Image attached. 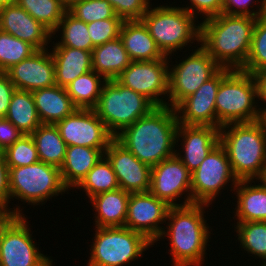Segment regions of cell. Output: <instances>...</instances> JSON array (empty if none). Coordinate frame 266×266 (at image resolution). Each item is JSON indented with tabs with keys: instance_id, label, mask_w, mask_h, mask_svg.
I'll return each instance as SVG.
<instances>
[{
	"instance_id": "1",
	"label": "cell",
	"mask_w": 266,
	"mask_h": 266,
	"mask_svg": "<svg viewBox=\"0 0 266 266\" xmlns=\"http://www.w3.org/2000/svg\"><path fill=\"white\" fill-rule=\"evenodd\" d=\"M178 118L174 108L155 107L115 139L142 163L153 167L175 155Z\"/></svg>"
},
{
	"instance_id": "2",
	"label": "cell",
	"mask_w": 266,
	"mask_h": 266,
	"mask_svg": "<svg viewBox=\"0 0 266 266\" xmlns=\"http://www.w3.org/2000/svg\"><path fill=\"white\" fill-rule=\"evenodd\" d=\"M257 18L247 15L218 16L200 24V45L221 66L241 69L249 56Z\"/></svg>"
},
{
	"instance_id": "3",
	"label": "cell",
	"mask_w": 266,
	"mask_h": 266,
	"mask_svg": "<svg viewBox=\"0 0 266 266\" xmlns=\"http://www.w3.org/2000/svg\"><path fill=\"white\" fill-rule=\"evenodd\" d=\"M206 204L192 203L184 206H170L167 212L165 236L170 240V251L174 266H201L211 234L204 219Z\"/></svg>"
},
{
	"instance_id": "4",
	"label": "cell",
	"mask_w": 266,
	"mask_h": 266,
	"mask_svg": "<svg viewBox=\"0 0 266 266\" xmlns=\"http://www.w3.org/2000/svg\"><path fill=\"white\" fill-rule=\"evenodd\" d=\"M219 143L226 150L238 180L262 178L266 169V120L222 126Z\"/></svg>"
},
{
	"instance_id": "5",
	"label": "cell",
	"mask_w": 266,
	"mask_h": 266,
	"mask_svg": "<svg viewBox=\"0 0 266 266\" xmlns=\"http://www.w3.org/2000/svg\"><path fill=\"white\" fill-rule=\"evenodd\" d=\"M255 98L258 99V90L254 75L232 69L221 80L215 99L219 129L228 124L262 119Z\"/></svg>"
},
{
	"instance_id": "6",
	"label": "cell",
	"mask_w": 266,
	"mask_h": 266,
	"mask_svg": "<svg viewBox=\"0 0 266 266\" xmlns=\"http://www.w3.org/2000/svg\"><path fill=\"white\" fill-rule=\"evenodd\" d=\"M195 19L182 7L160 5L149 7L141 20L161 52L170 56L176 50L187 47L189 42L196 40L200 44V24L197 25Z\"/></svg>"
},
{
	"instance_id": "7",
	"label": "cell",
	"mask_w": 266,
	"mask_h": 266,
	"mask_svg": "<svg viewBox=\"0 0 266 266\" xmlns=\"http://www.w3.org/2000/svg\"><path fill=\"white\" fill-rule=\"evenodd\" d=\"M155 107L148 98L113 79L105 80L94 110L115 138Z\"/></svg>"
},
{
	"instance_id": "8",
	"label": "cell",
	"mask_w": 266,
	"mask_h": 266,
	"mask_svg": "<svg viewBox=\"0 0 266 266\" xmlns=\"http://www.w3.org/2000/svg\"><path fill=\"white\" fill-rule=\"evenodd\" d=\"M87 266H123L154 245L143 234L125 226L95 227Z\"/></svg>"
},
{
	"instance_id": "9",
	"label": "cell",
	"mask_w": 266,
	"mask_h": 266,
	"mask_svg": "<svg viewBox=\"0 0 266 266\" xmlns=\"http://www.w3.org/2000/svg\"><path fill=\"white\" fill-rule=\"evenodd\" d=\"M10 199L39 203L69 190L63 183L60 168L38 161L34 164L9 168ZM64 192V193H63Z\"/></svg>"
},
{
	"instance_id": "10",
	"label": "cell",
	"mask_w": 266,
	"mask_h": 266,
	"mask_svg": "<svg viewBox=\"0 0 266 266\" xmlns=\"http://www.w3.org/2000/svg\"><path fill=\"white\" fill-rule=\"evenodd\" d=\"M25 216H10L0 227V266H52L33 242Z\"/></svg>"
},
{
	"instance_id": "11",
	"label": "cell",
	"mask_w": 266,
	"mask_h": 266,
	"mask_svg": "<svg viewBox=\"0 0 266 266\" xmlns=\"http://www.w3.org/2000/svg\"><path fill=\"white\" fill-rule=\"evenodd\" d=\"M220 68L221 66L201 45L179 64L169 67L167 106L175 109Z\"/></svg>"
},
{
	"instance_id": "12",
	"label": "cell",
	"mask_w": 266,
	"mask_h": 266,
	"mask_svg": "<svg viewBox=\"0 0 266 266\" xmlns=\"http://www.w3.org/2000/svg\"><path fill=\"white\" fill-rule=\"evenodd\" d=\"M233 187L239 182L232 171L224 147L218 143L192 173L191 204L211 205L220 190L229 182Z\"/></svg>"
},
{
	"instance_id": "13",
	"label": "cell",
	"mask_w": 266,
	"mask_h": 266,
	"mask_svg": "<svg viewBox=\"0 0 266 266\" xmlns=\"http://www.w3.org/2000/svg\"><path fill=\"white\" fill-rule=\"evenodd\" d=\"M169 59L132 61L116 80L148 98L156 107L167 106L162 95L169 91ZM161 98H160V97Z\"/></svg>"
},
{
	"instance_id": "14",
	"label": "cell",
	"mask_w": 266,
	"mask_h": 266,
	"mask_svg": "<svg viewBox=\"0 0 266 266\" xmlns=\"http://www.w3.org/2000/svg\"><path fill=\"white\" fill-rule=\"evenodd\" d=\"M67 146H86L103 153L114 137L94 109L77 108L55 124Z\"/></svg>"
},
{
	"instance_id": "15",
	"label": "cell",
	"mask_w": 266,
	"mask_h": 266,
	"mask_svg": "<svg viewBox=\"0 0 266 266\" xmlns=\"http://www.w3.org/2000/svg\"><path fill=\"white\" fill-rule=\"evenodd\" d=\"M191 178L192 173L175 154L151 167L149 192L169 206L188 205L191 204ZM185 193L184 202L177 203L176 199L180 200Z\"/></svg>"
},
{
	"instance_id": "16",
	"label": "cell",
	"mask_w": 266,
	"mask_h": 266,
	"mask_svg": "<svg viewBox=\"0 0 266 266\" xmlns=\"http://www.w3.org/2000/svg\"><path fill=\"white\" fill-rule=\"evenodd\" d=\"M231 70L230 68L221 67L195 93L185 98L175 108L179 124L219 128V122L216 117L215 99L221 80Z\"/></svg>"
},
{
	"instance_id": "17",
	"label": "cell",
	"mask_w": 266,
	"mask_h": 266,
	"mask_svg": "<svg viewBox=\"0 0 266 266\" xmlns=\"http://www.w3.org/2000/svg\"><path fill=\"white\" fill-rule=\"evenodd\" d=\"M169 208L150 192L130 193L125 227L143 234L154 244L164 230L160 224L166 223Z\"/></svg>"
},
{
	"instance_id": "18",
	"label": "cell",
	"mask_w": 266,
	"mask_h": 266,
	"mask_svg": "<svg viewBox=\"0 0 266 266\" xmlns=\"http://www.w3.org/2000/svg\"><path fill=\"white\" fill-rule=\"evenodd\" d=\"M104 155L112 165L119 187L128 193L149 192L151 167L142 163L115 138Z\"/></svg>"
},
{
	"instance_id": "19",
	"label": "cell",
	"mask_w": 266,
	"mask_h": 266,
	"mask_svg": "<svg viewBox=\"0 0 266 266\" xmlns=\"http://www.w3.org/2000/svg\"><path fill=\"white\" fill-rule=\"evenodd\" d=\"M6 73L18 90L32 92L56 85L54 59L48 48L36 51L29 58L13 65Z\"/></svg>"
},
{
	"instance_id": "20",
	"label": "cell",
	"mask_w": 266,
	"mask_h": 266,
	"mask_svg": "<svg viewBox=\"0 0 266 266\" xmlns=\"http://www.w3.org/2000/svg\"><path fill=\"white\" fill-rule=\"evenodd\" d=\"M219 131V128L212 126L178 125L176 143L182 138L181 145L184 155L181 156L177 150L175 154L191 173L200 166L209 152L219 143Z\"/></svg>"
},
{
	"instance_id": "21",
	"label": "cell",
	"mask_w": 266,
	"mask_h": 266,
	"mask_svg": "<svg viewBox=\"0 0 266 266\" xmlns=\"http://www.w3.org/2000/svg\"><path fill=\"white\" fill-rule=\"evenodd\" d=\"M0 30L13 35L37 50H44L52 33L17 3L0 7Z\"/></svg>"
},
{
	"instance_id": "22",
	"label": "cell",
	"mask_w": 266,
	"mask_h": 266,
	"mask_svg": "<svg viewBox=\"0 0 266 266\" xmlns=\"http://www.w3.org/2000/svg\"><path fill=\"white\" fill-rule=\"evenodd\" d=\"M119 37L132 61H151L165 57L142 20H124Z\"/></svg>"
},
{
	"instance_id": "23",
	"label": "cell",
	"mask_w": 266,
	"mask_h": 266,
	"mask_svg": "<svg viewBox=\"0 0 266 266\" xmlns=\"http://www.w3.org/2000/svg\"><path fill=\"white\" fill-rule=\"evenodd\" d=\"M52 49L57 86L66 88L77 77L93 70L92 51L66 46H53Z\"/></svg>"
},
{
	"instance_id": "24",
	"label": "cell",
	"mask_w": 266,
	"mask_h": 266,
	"mask_svg": "<svg viewBox=\"0 0 266 266\" xmlns=\"http://www.w3.org/2000/svg\"><path fill=\"white\" fill-rule=\"evenodd\" d=\"M32 95L42 124L55 125L77 109L66 88L57 85L34 90Z\"/></svg>"
},
{
	"instance_id": "25",
	"label": "cell",
	"mask_w": 266,
	"mask_h": 266,
	"mask_svg": "<svg viewBox=\"0 0 266 266\" xmlns=\"http://www.w3.org/2000/svg\"><path fill=\"white\" fill-rule=\"evenodd\" d=\"M253 180H239L233 191L236 190L237 206L235 216L239 222H266V185H253ZM250 184V186H249Z\"/></svg>"
},
{
	"instance_id": "26",
	"label": "cell",
	"mask_w": 266,
	"mask_h": 266,
	"mask_svg": "<svg viewBox=\"0 0 266 266\" xmlns=\"http://www.w3.org/2000/svg\"><path fill=\"white\" fill-rule=\"evenodd\" d=\"M129 197L130 193L121 188L93 196L90 203L96 212L95 226H125Z\"/></svg>"
},
{
	"instance_id": "27",
	"label": "cell",
	"mask_w": 266,
	"mask_h": 266,
	"mask_svg": "<svg viewBox=\"0 0 266 266\" xmlns=\"http://www.w3.org/2000/svg\"><path fill=\"white\" fill-rule=\"evenodd\" d=\"M104 156L97 148L67 146L65 159L60 167L61 178L67 188H75Z\"/></svg>"
},
{
	"instance_id": "28",
	"label": "cell",
	"mask_w": 266,
	"mask_h": 266,
	"mask_svg": "<svg viewBox=\"0 0 266 266\" xmlns=\"http://www.w3.org/2000/svg\"><path fill=\"white\" fill-rule=\"evenodd\" d=\"M131 62L120 37L92 50V69L105 80L116 79Z\"/></svg>"
},
{
	"instance_id": "29",
	"label": "cell",
	"mask_w": 266,
	"mask_h": 266,
	"mask_svg": "<svg viewBox=\"0 0 266 266\" xmlns=\"http://www.w3.org/2000/svg\"><path fill=\"white\" fill-rule=\"evenodd\" d=\"M30 135L36 145L39 161L60 168L65 159L67 145L57 127L41 124Z\"/></svg>"
},
{
	"instance_id": "30",
	"label": "cell",
	"mask_w": 266,
	"mask_h": 266,
	"mask_svg": "<svg viewBox=\"0 0 266 266\" xmlns=\"http://www.w3.org/2000/svg\"><path fill=\"white\" fill-rule=\"evenodd\" d=\"M18 130L30 135L41 125L32 92L16 89L11 97L5 117Z\"/></svg>"
},
{
	"instance_id": "31",
	"label": "cell",
	"mask_w": 266,
	"mask_h": 266,
	"mask_svg": "<svg viewBox=\"0 0 266 266\" xmlns=\"http://www.w3.org/2000/svg\"><path fill=\"white\" fill-rule=\"evenodd\" d=\"M104 83L105 79L91 70L77 77L66 87V90L77 108L94 109L98 104Z\"/></svg>"
},
{
	"instance_id": "32",
	"label": "cell",
	"mask_w": 266,
	"mask_h": 266,
	"mask_svg": "<svg viewBox=\"0 0 266 266\" xmlns=\"http://www.w3.org/2000/svg\"><path fill=\"white\" fill-rule=\"evenodd\" d=\"M75 188H82L91 199L93 196L114 191L120 187L112 165L104 155Z\"/></svg>"
},
{
	"instance_id": "33",
	"label": "cell",
	"mask_w": 266,
	"mask_h": 266,
	"mask_svg": "<svg viewBox=\"0 0 266 266\" xmlns=\"http://www.w3.org/2000/svg\"><path fill=\"white\" fill-rule=\"evenodd\" d=\"M62 29V31L60 30ZM60 30L62 36L60 42L55 43V46H66L75 49H81L85 51H92L94 46L88 32L87 23L76 19L68 11L64 14V17L60 21L59 25L52 33L54 34Z\"/></svg>"
},
{
	"instance_id": "34",
	"label": "cell",
	"mask_w": 266,
	"mask_h": 266,
	"mask_svg": "<svg viewBox=\"0 0 266 266\" xmlns=\"http://www.w3.org/2000/svg\"><path fill=\"white\" fill-rule=\"evenodd\" d=\"M16 3L51 33L67 12L60 0H17Z\"/></svg>"
},
{
	"instance_id": "35",
	"label": "cell",
	"mask_w": 266,
	"mask_h": 266,
	"mask_svg": "<svg viewBox=\"0 0 266 266\" xmlns=\"http://www.w3.org/2000/svg\"><path fill=\"white\" fill-rule=\"evenodd\" d=\"M237 240L247 253L266 261V222H239L236 223Z\"/></svg>"
},
{
	"instance_id": "36",
	"label": "cell",
	"mask_w": 266,
	"mask_h": 266,
	"mask_svg": "<svg viewBox=\"0 0 266 266\" xmlns=\"http://www.w3.org/2000/svg\"><path fill=\"white\" fill-rule=\"evenodd\" d=\"M36 51L33 45L0 30V72H6Z\"/></svg>"
},
{
	"instance_id": "37",
	"label": "cell",
	"mask_w": 266,
	"mask_h": 266,
	"mask_svg": "<svg viewBox=\"0 0 266 266\" xmlns=\"http://www.w3.org/2000/svg\"><path fill=\"white\" fill-rule=\"evenodd\" d=\"M266 68V14L257 17L251 40L248 59L240 69L254 74Z\"/></svg>"
},
{
	"instance_id": "38",
	"label": "cell",
	"mask_w": 266,
	"mask_h": 266,
	"mask_svg": "<svg viewBox=\"0 0 266 266\" xmlns=\"http://www.w3.org/2000/svg\"><path fill=\"white\" fill-rule=\"evenodd\" d=\"M67 11L76 19L85 23L109 18H121L116 15L108 0H81L74 3Z\"/></svg>"
},
{
	"instance_id": "39",
	"label": "cell",
	"mask_w": 266,
	"mask_h": 266,
	"mask_svg": "<svg viewBox=\"0 0 266 266\" xmlns=\"http://www.w3.org/2000/svg\"><path fill=\"white\" fill-rule=\"evenodd\" d=\"M3 152L9 168L28 166L39 161L36 145L31 135L23 134Z\"/></svg>"
},
{
	"instance_id": "40",
	"label": "cell",
	"mask_w": 266,
	"mask_h": 266,
	"mask_svg": "<svg viewBox=\"0 0 266 266\" xmlns=\"http://www.w3.org/2000/svg\"><path fill=\"white\" fill-rule=\"evenodd\" d=\"M123 22L122 18H109L87 23L92 45L96 47L118 38Z\"/></svg>"
},
{
	"instance_id": "41",
	"label": "cell",
	"mask_w": 266,
	"mask_h": 266,
	"mask_svg": "<svg viewBox=\"0 0 266 266\" xmlns=\"http://www.w3.org/2000/svg\"><path fill=\"white\" fill-rule=\"evenodd\" d=\"M117 16L123 20H141L148 11L150 0H108Z\"/></svg>"
},
{
	"instance_id": "42",
	"label": "cell",
	"mask_w": 266,
	"mask_h": 266,
	"mask_svg": "<svg viewBox=\"0 0 266 266\" xmlns=\"http://www.w3.org/2000/svg\"><path fill=\"white\" fill-rule=\"evenodd\" d=\"M251 2L257 4L258 10H253V7H251ZM258 3H260L261 6H259ZM249 5L252 10H250ZM222 13L228 15H247L257 18L262 15H265L266 0H223Z\"/></svg>"
},
{
	"instance_id": "43",
	"label": "cell",
	"mask_w": 266,
	"mask_h": 266,
	"mask_svg": "<svg viewBox=\"0 0 266 266\" xmlns=\"http://www.w3.org/2000/svg\"><path fill=\"white\" fill-rule=\"evenodd\" d=\"M10 203V188H9V167L6 163L5 154L3 151L0 152V207L8 210L11 216H24L22 209L19 206L11 210L8 206ZM8 207V208H7ZM10 208V209H9Z\"/></svg>"
},
{
	"instance_id": "44",
	"label": "cell",
	"mask_w": 266,
	"mask_h": 266,
	"mask_svg": "<svg viewBox=\"0 0 266 266\" xmlns=\"http://www.w3.org/2000/svg\"><path fill=\"white\" fill-rule=\"evenodd\" d=\"M191 6L182 7L195 18L200 14L204 20L218 16L222 13L223 0H190ZM196 10V11H195ZM200 12V13H199ZM198 13V14H197ZM197 15V16H196Z\"/></svg>"
},
{
	"instance_id": "45",
	"label": "cell",
	"mask_w": 266,
	"mask_h": 266,
	"mask_svg": "<svg viewBox=\"0 0 266 266\" xmlns=\"http://www.w3.org/2000/svg\"><path fill=\"white\" fill-rule=\"evenodd\" d=\"M23 133L5 117H0V150L4 151L17 141Z\"/></svg>"
},
{
	"instance_id": "46",
	"label": "cell",
	"mask_w": 266,
	"mask_h": 266,
	"mask_svg": "<svg viewBox=\"0 0 266 266\" xmlns=\"http://www.w3.org/2000/svg\"><path fill=\"white\" fill-rule=\"evenodd\" d=\"M16 90L6 72H0V117H6L13 92Z\"/></svg>"
},
{
	"instance_id": "47",
	"label": "cell",
	"mask_w": 266,
	"mask_h": 266,
	"mask_svg": "<svg viewBox=\"0 0 266 266\" xmlns=\"http://www.w3.org/2000/svg\"><path fill=\"white\" fill-rule=\"evenodd\" d=\"M257 90H258V101L264 102L266 104V68L255 72L254 74ZM262 119H266V108H259Z\"/></svg>"
},
{
	"instance_id": "48",
	"label": "cell",
	"mask_w": 266,
	"mask_h": 266,
	"mask_svg": "<svg viewBox=\"0 0 266 266\" xmlns=\"http://www.w3.org/2000/svg\"><path fill=\"white\" fill-rule=\"evenodd\" d=\"M8 210L3 207H0V227L6 222V220L10 217Z\"/></svg>"
},
{
	"instance_id": "49",
	"label": "cell",
	"mask_w": 266,
	"mask_h": 266,
	"mask_svg": "<svg viewBox=\"0 0 266 266\" xmlns=\"http://www.w3.org/2000/svg\"><path fill=\"white\" fill-rule=\"evenodd\" d=\"M60 1L67 9H69L74 3L79 2L81 0H60Z\"/></svg>"
},
{
	"instance_id": "50",
	"label": "cell",
	"mask_w": 266,
	"mask_h": 266,
	"mask_svg": "<svg viewBox=\"0 0 266 266\" xmlns=\"http://www.w3.org/2000/svg\"><path fill=\"white\" fill-rule=\"evenodd\" d=\"M17 0H0V7L15 4Z\"/></svg>"
},
{
	"instance_id": "51",
	"label": "cell",
	"mask_w": 266,
	"mask_h": 266,
	"mask_svg": "<svg viewBox=\"0 0 266 266\" xmlns=\"http://www.w3.org/2000/svg\"><path fill=\"white\" fill-rule=\"evenodd\" d=\"M260 180L266 185V169H265L264 174Z\"/></svg>"
},
{
	"instance_id": "52",
	"label": "cell",
	"mask_w": 266,
	"mask_h": 266,
	"mask_svg": "<svg viewBox=\"0 0 266 266\" xmlns=\"http://www.w3.org/2000/svg\"><path fill=\"white\" fill-rule=\"evenodd\" d=\"M264 263V264H263ZM262 265L261 266H266V261H263Z\"/></svg>"
}]
</instances>
